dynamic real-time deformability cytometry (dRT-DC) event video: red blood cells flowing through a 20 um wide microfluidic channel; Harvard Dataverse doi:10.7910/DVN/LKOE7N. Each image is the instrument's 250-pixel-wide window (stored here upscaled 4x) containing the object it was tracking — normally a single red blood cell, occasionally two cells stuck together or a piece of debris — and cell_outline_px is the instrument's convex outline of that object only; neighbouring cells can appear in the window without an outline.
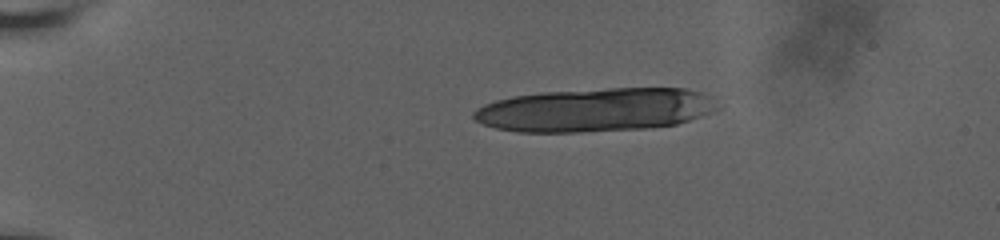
{"species": "human", "species_latin": "Homo sapiens", "temperature_condition": "room temperature", "stored_images_in_passage": 11, "camera_frame_rate_fps": 3000, "um_per_image_px": 0.085, "donor": {"sex": "male"}, "frame": {"image": 1, "passage_image": 1, "time_ms": 0.0, "image_size_px": [1000, 240], "cell_outline_px": [[724, 104], [720, 108], [712, 112], [676, 124], [648, 128], [576, 132], [516, 132], [496, 128], [484, 124], [476, 120], [472, 116], [472, 112], [476, 108], [484, 104], [496, 100], [516, 96], [544, 92], [608, 88], [684, 88], [704, 92], [712, 96]], "centroid_in_image_um": [50.67, 9.33], "position_along_channel_um": 34.3, "area_um2": 62.25}}